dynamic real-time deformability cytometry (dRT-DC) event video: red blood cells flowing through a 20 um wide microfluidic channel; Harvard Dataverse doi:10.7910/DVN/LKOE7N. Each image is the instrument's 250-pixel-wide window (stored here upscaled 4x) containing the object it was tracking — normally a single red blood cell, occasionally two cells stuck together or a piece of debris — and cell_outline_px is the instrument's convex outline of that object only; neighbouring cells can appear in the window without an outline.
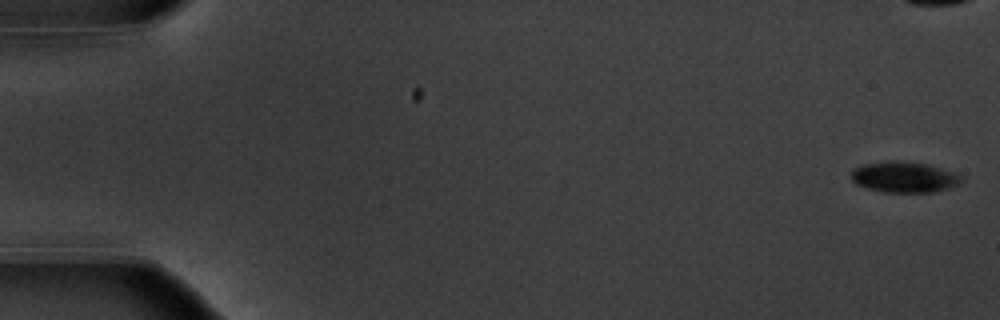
{"species": "common noctule bat (a hibernating species)", "species_latin": "Nyctalus noctula", "temperature_condition": "warm", "stored_images_in_passage": 56, "camera_frame_rate_fps": 3000, "um_per_image_px": 0.085, "animal": {"sex": "male", "body_mass_g": 20.1, "forearm_length_mm": 53.5}, "frame": {"image": 1, "passage_image": 1, "time_ms": 0.0, "image_size_px": [1000, 320], "cell_outline_px": [[964, 180], [960, 184], [948, 188], [932, 192], [884, 192], [868, 188], [856, 184], [852, 180], [852, 172], [856, 168], [864, 164], [892, 160], [896, 160], [928, 164], [964, 176]], "centroid_in_image_um": [76.9, 15.05], "position_along_channel_um": 8.1, "area_um2": 19.71}}
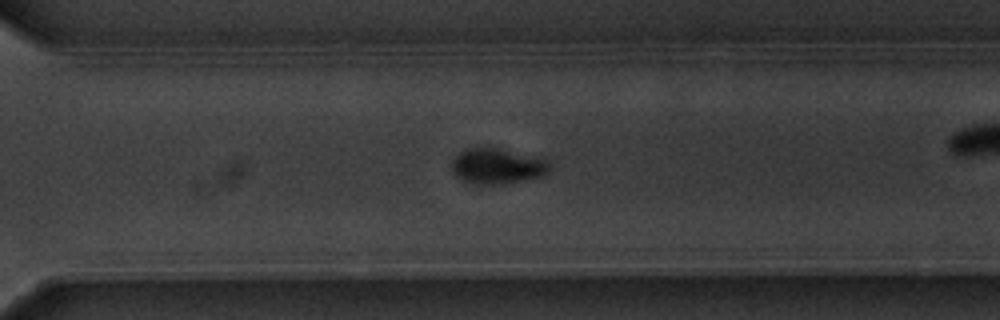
{"frame": {"image": 2, "passage_image": 39, "time_ms": 12.667, "image_size_px": [1000, 320], "cell_outline_px": [[552, 168], [544, 176], [496, 184], [476, 184], [464, 180], [456, 176], [452, 172], [452, 160], [460, 152], [468, 148], [496, 148], [544, 160]], "centroid_in_image_um": [42.21, 14.13], "position_along_channel_um": 328.4, "area_um2": 19.54}}
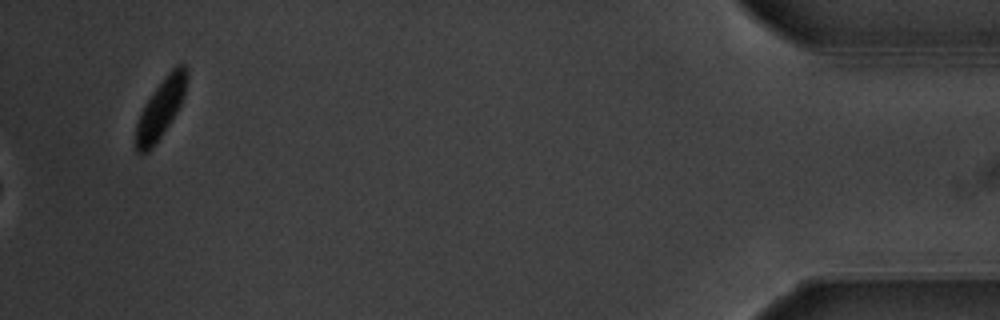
{"frame": {"image": 3, "passage_image": 56, "time_ms": 18.333, "image_size_px": [1000, 320], "cell_outline_px": [[188, 76], [184, 96], [176, 112], [156, 144], [148, 152], [136, 152], [136, 124], [140, 112], [144, 104], [152, 92], [164, 76], [176, 64], [184, 64], [188, 68]], "centroid_in_image_um": [13.67, 9.17], "position_along_channel_um": 421.5, "area_um2": 17.57}, "authors_computed_cell_mechanics": {"area_um2": 20.4612, "velocity_mm_per_s": 3.736, "shape_relaxation_time_tau1_ms": 2.2861, "shape_relaxation_time_tau2_ms": null, "deformation_change_tau1": 0.1313, "deformation_change_tau2": null}}